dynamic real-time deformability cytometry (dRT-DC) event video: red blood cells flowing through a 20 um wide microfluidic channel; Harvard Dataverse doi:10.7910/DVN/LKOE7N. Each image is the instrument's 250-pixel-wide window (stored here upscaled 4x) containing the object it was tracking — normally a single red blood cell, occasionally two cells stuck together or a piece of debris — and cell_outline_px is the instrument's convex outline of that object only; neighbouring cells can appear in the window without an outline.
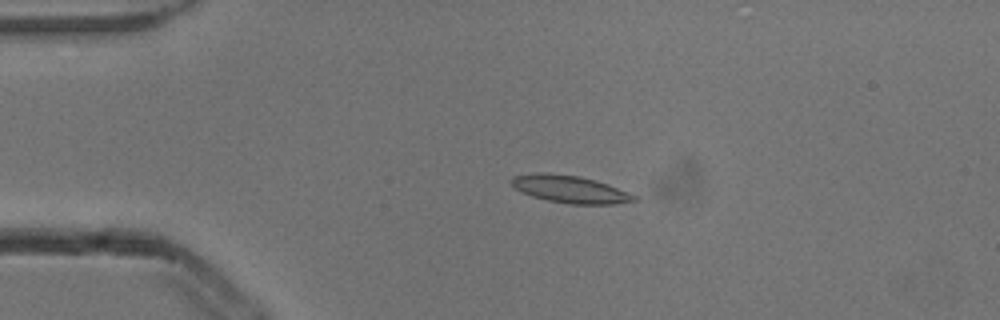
{"species": "common noctule bat (a hibernating species)", "species_latin": "Nyctalus noctula", "temperature_condition": "cold", "stored_images_in_passage": 4, "camera_frame_rate_fps": 3000, "um_per_image_px": 0.085, "animal": {"sex": "male", "body_mass_g": 13.3}, "frame": {"image": 1, "passage_image": 3, "time_ms": 0.667, "image_size_px": [1000, 320], "cell_outline_px": [[640, 200], [616, 204], [568, 204], [548, 200], [532, 196], [520, 192], [508, 180], [512, 176], [532, 172], [540, 172], [580, 176], [596, 180], [608, 184], [636, 196]], "centroid_in_image_um": [48.42, 16.07], "position_along_channel_um": 36.6, "area_um2": 19.77}}